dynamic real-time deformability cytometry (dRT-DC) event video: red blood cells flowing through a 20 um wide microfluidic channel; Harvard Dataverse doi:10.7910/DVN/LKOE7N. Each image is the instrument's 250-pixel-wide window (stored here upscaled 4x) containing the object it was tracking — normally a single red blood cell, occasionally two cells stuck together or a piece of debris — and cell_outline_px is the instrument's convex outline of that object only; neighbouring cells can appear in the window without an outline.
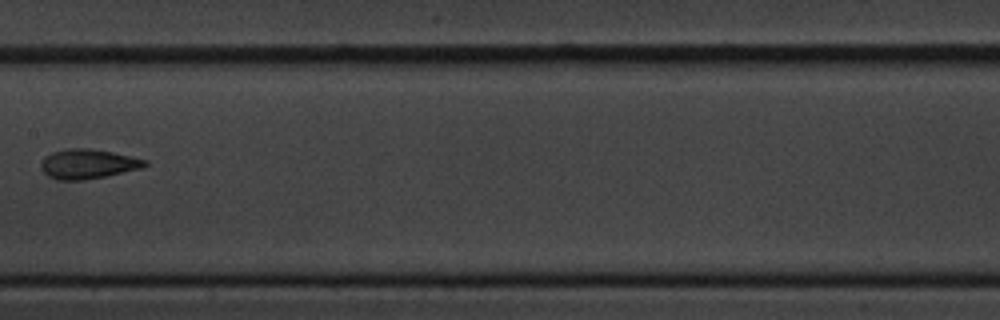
{"species": "common noctule bat (a hibernating species)", "species_latin": "Nyctalus noctula", "temperature_condition": "cold", "stored_images_in_passage": 14, "camera_frame_rate_fps": 3000, "um_per_image_px": 0.085, "animal": {"sex": "male", "body_mass_g": 20.1, "forearm_length_mm": 53.5}, "frame": {"image": 1, "passage_image": 7, "time_ms": 8.0, "image_size_px": [1000, 320], "cell_outline_px": [[148, 164], [140, 168], [104, 176], [84, 180], [56, 180], [48, 176], [40, 168], [40, 164], [44, 156], [52, 152], [68, 148], [88, 148], [112, 152], [148, 160]], "centroid_in_image_um": [7.42, 13.93], "position_along_channel_um": 200.0, "area_um2": 17.86}}
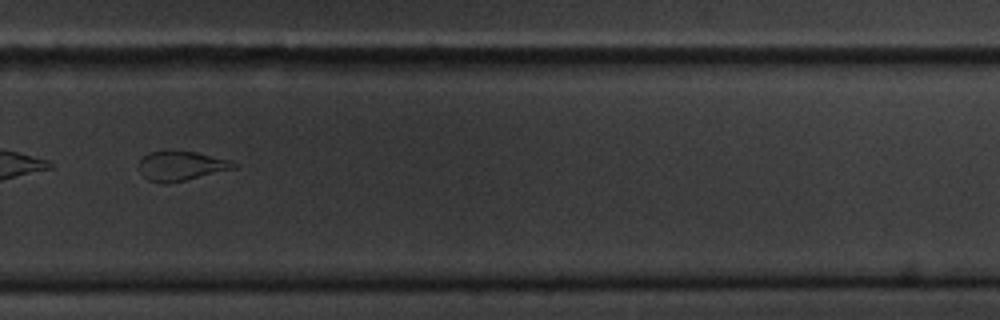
{"frame": {"image": 2, "passage_image": 10, "time_ms": 11.333, "image_size_px": [1000, 320], "cell_outline_px": [[236, 168], [168, 184], [164, 184], [148, 180], [136, 168], [140, 160], [144, 156], [152, 152], [196, 152], [228, 160], [236, 164]], "centroid_in_image_um": [15.34, 14.13], "position_along_channel_um": 314.5, "area_um2": 15.95}}
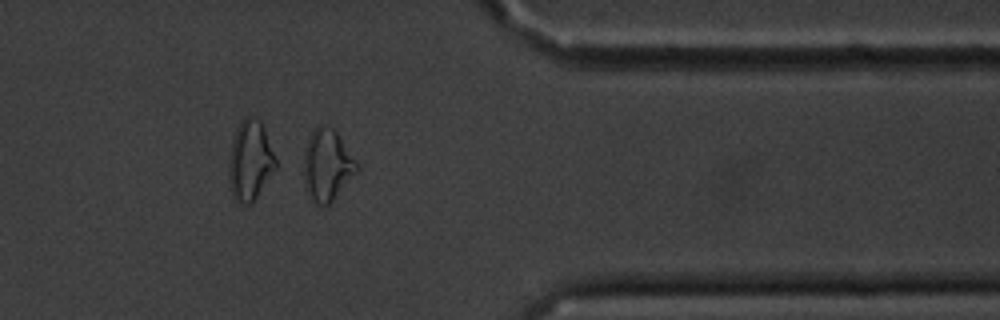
{"frame": {"image": 3, "passage_image": 12, "time_ms": 13.667, "image_size_px": [1000, 320], "cell_outline_px": [[360, 168], [332, 200], [324, 208], [312, 204], [304, 180], [304, 152], [308, 140], [312, 132], [320, 124], [324, 124], [332, 128], [336, 132], [360, 164]], "centroid_in_image_um": [27.81, 14.06], "position_along_channel_um": 383.6, "area_um2": 22.14}, "authors_computed_cell_mechanics": {"area_um2": 19.9988, "velocity_mm_per_s": 3.4641, "shape_relaxation_time_tau1_ms": null, "shape_relaxation_time_tau2_ms": 1.4027, "deformation_change_tau1": null, "deformation_change_tau2": 0.0665}}